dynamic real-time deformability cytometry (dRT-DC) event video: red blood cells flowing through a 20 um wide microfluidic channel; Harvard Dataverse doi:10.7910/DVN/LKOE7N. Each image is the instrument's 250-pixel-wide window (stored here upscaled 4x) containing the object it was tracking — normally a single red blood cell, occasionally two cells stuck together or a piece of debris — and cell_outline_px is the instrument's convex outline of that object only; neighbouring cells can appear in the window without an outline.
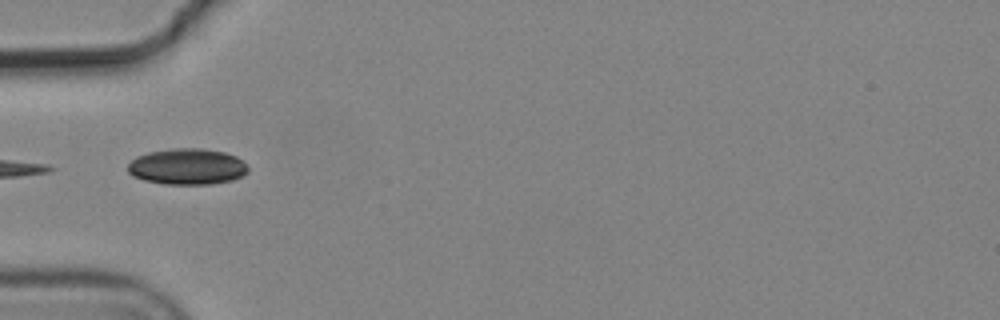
{"species": "common noctule bat (a hibernating species)", "species_latin": "Nyctalus noctula", "temperature_condition": "cold", "stored_images_in_passage": 1, "camera_frame_rate_fps": 3000, "um_per_image_px": 0.085, "animal": {"sex": "male", "body_mass_g": 19.2, "forearm_length_mm": 51.8}, "frame": {"image": 1, "passage_image": 1, "time_ms": 0.0, "image_size_px": [1000, 320], "cell_outline_px": [[248, 172], [244, 176], [232, 180], [212, 184], [164, 184], [144, 180], [132, 176], [128, 172], [128, 164], [136, 156], [148, 152], [172, 148], [200, 148], [224, 152], [236, 156], [248, 168]], "centroid_in_image_um": [15.9, 14.16], "position_along_channel_um": 69.1, "area_um2": 25.37}}